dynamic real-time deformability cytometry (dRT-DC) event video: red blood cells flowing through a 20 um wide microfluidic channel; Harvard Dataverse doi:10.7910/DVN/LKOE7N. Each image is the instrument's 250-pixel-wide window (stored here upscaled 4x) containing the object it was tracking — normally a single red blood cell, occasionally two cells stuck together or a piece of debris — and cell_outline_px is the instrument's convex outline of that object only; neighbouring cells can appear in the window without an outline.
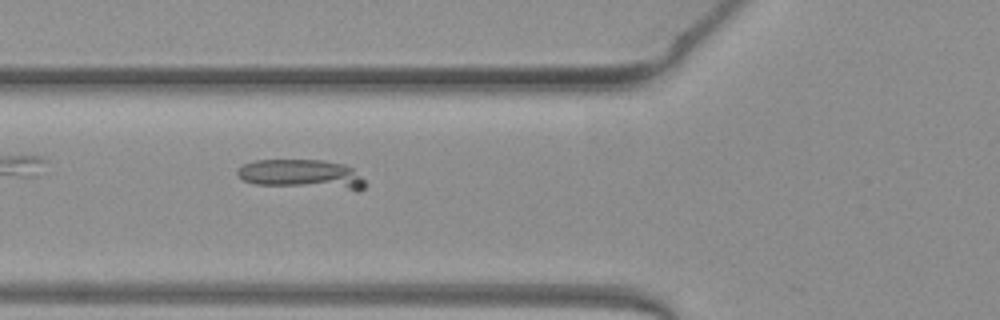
{"species": "common noctule bat (a hibernating species)", "species_latin": "Nyctalus noctula", "temperature_condition": "warm", "stored_images_in_passage": 30, "camera_frame_rate_fps": 3000, "um_per_image_px": 0.085, "animal": {"sex": "female", "body_mass_g": 19.3, "forearm_length_mm": 54.1}, "frame": {"image": 1, "passage_image": 3, "time_ms": 0.667, "image_size_px": [1000, 320], "cell_outline_px": [[364, 188], [360, 192], [256, 184], [244, 180], [236, 172], [236, 168], [244, 164], [256, 160], [324, 160], [344, 164], [352, 168], [364, 180]], "centroid_in_image_um": [25.71, 14.84], "position_along_channel_um": 100.1, "area_um2": 22.37}}
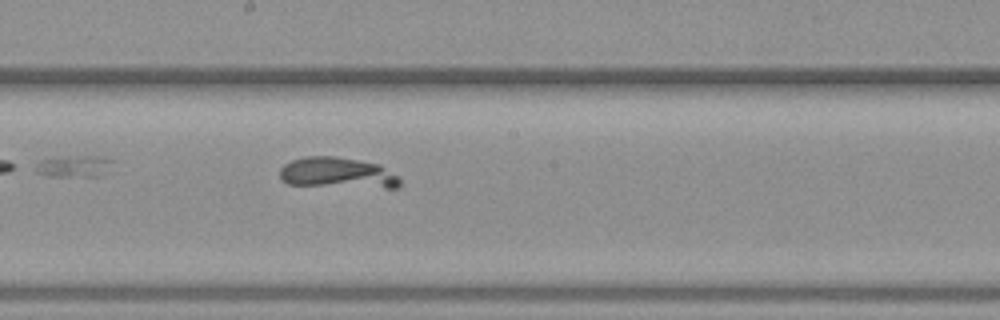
{"frame": {"image": 2, "passage_image": 12, "time_ms": 3.667, "image_size_px": [1000, 320], "cell_outline_px": [[400, 188], [384, 188], [288, 184], [280, 180], [280, 168], [284, 164], [292, 160], [304, 156], [336, 156], [380, 164], [396, 176], [400, 180]], "centroid_in_image_um": [28.67, 14.7], "position_along_channel_um": 219.5, "area_um2": 21.68}}
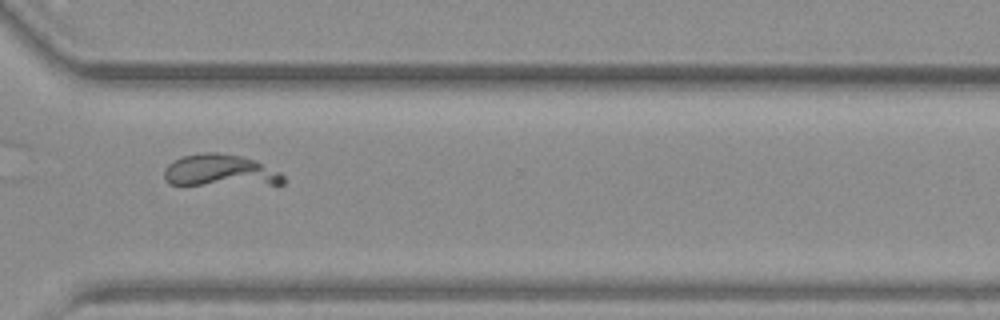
{"frame": {"image": 3, "passage_image": 22, "time_ms": 7.0, "image_size_px": [1000, 320], "cell_outline_px": [[284, 184], [168, 184], [164, 180], [164, 168], [168, 164], [180, 156], [204, 152], [216, 152], [240, 156], [252, 160], [280, 172], [284, 176]], "centroid_in_image_um": [18.65, 14.49], "position_along_channel_um": 352.0, "area_um2": 21.91}}